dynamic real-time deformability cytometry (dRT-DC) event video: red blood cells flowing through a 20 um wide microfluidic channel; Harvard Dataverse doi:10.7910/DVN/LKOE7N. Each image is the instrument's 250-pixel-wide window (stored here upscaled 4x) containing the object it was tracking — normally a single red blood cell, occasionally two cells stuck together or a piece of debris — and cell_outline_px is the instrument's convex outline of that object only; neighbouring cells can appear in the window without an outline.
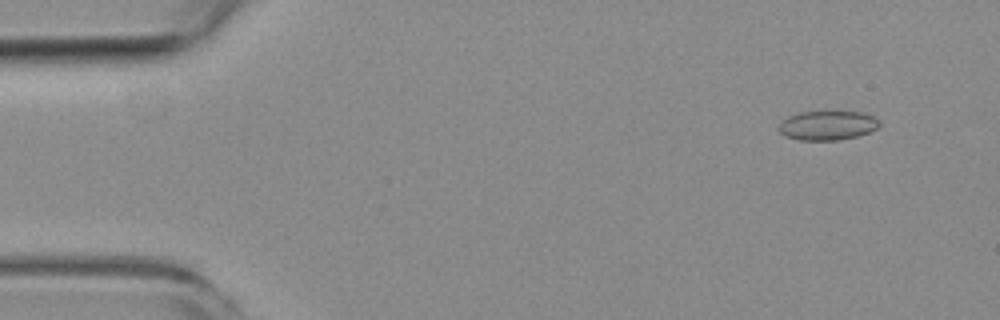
{"species": "common noctule bat (a hibernating species)", "species_latin": "Nyctalus noctula", "temperature_condition": "room temperature", "stored_images_in_passage": 5, "camera_frame_rate_fps": 3000, "um_per_image_px": 0.085, "animal": {"sex": "female", "body_mass_g": 19.3, "forearm_length_mm": 54.1}, "frame": {"image": 1, "passage_image": 2, "time_ms": 1.333, "image_size_px": [1000, 320], "cell_outline_px": [[880, 124], [876, 128], [868, 132], [856, 136], [840, 140], [800, 140], [784, 136], [780, 132], [780, 124], [788, 116], [800, 112], [864, 112], [880, 120]], "centroid_in_image_um": [70.35, 10.66], "position_along_channel_um": 14.7, "area_um2": 16.99}}
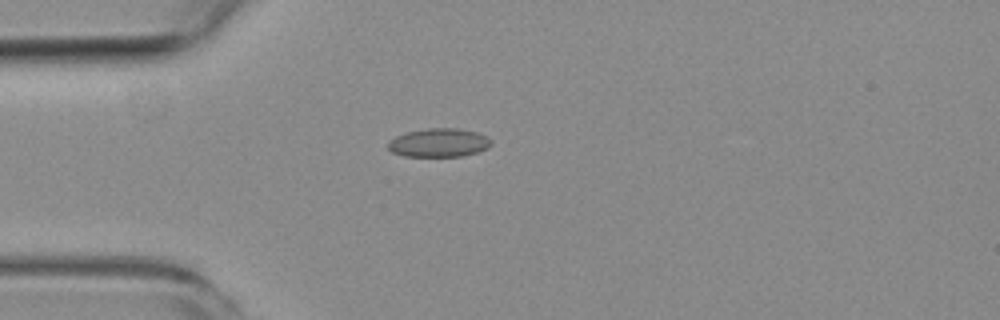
{"frame": {"image": 2, "passage_image": 5, "time_ms": 4.667, "image_size_px": [1000, 320], "cell_outline_px": [[492, 144], [488, 148], [464, 156], [404, 156], [392, 152], [388, 148], [388, 140], [396, 136], [408, 132], [428, 128], [456, 128], [476, 132], [488, 136], [492, 140]], "centroid_in_image_um": [37.32, 12.13], "position_along_channel_um": 47.7, "area_um2": 17.22}}